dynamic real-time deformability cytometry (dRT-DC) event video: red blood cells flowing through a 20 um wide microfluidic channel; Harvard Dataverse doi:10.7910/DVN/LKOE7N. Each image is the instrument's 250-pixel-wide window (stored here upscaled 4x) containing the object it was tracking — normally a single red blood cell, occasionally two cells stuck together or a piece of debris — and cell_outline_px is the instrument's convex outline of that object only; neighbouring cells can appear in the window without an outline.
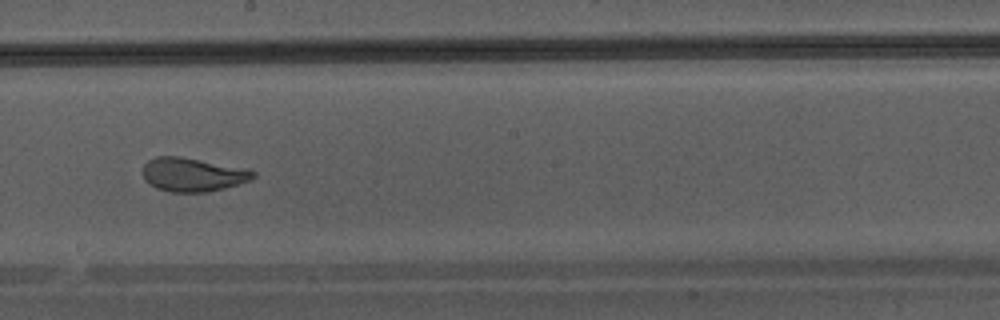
{"species": "Egyptian fruit bat (a non-hibernating species)", "species_latin": "Rousettus aegyptiacus", "temperature_condition": "warm", "stored_images_in_passage": 35, "camera_frame_rate_fps": 3000, "um_per_image_px": 0.085, "animal": {"sex": "male"}, "frame": {"image": 1, "passage_image": 16, "time_ms": 5.0, "image_size_px": [1000, 320], "cell_outline_px": [[256, 176], [248, 180], [224, 188], [208, 192], [168, 192], [156, 188], [148, 184], [144, 180], [140, 172], [144, 164], [148, 160], [156, 156], [180, 156], [248, 168], [256, 172]], "centroid_in_image_um": [16.33, 14.83], "position_along_channel_um": 231.9, "area_um2": 22.08}}